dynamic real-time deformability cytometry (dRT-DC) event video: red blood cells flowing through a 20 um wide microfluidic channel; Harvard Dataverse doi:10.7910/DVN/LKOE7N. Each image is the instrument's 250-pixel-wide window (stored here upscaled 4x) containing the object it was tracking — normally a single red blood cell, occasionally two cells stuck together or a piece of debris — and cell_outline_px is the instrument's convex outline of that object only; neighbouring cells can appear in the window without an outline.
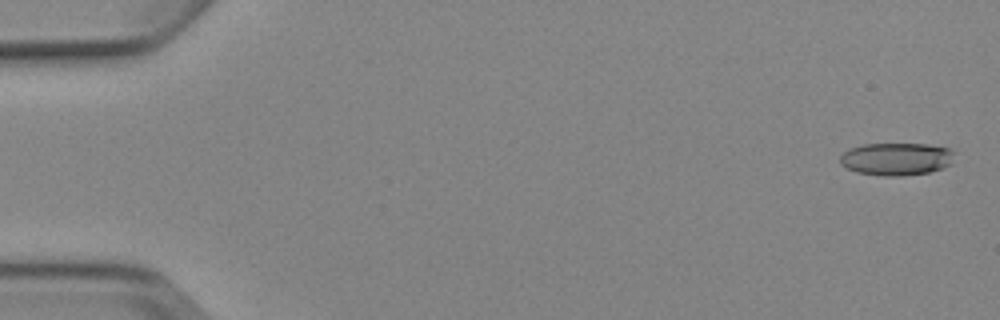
{"species": "Egyptian fruit bat (a non-hibernating species)", "species_latin": "Rousettus aegyptiacus", "temperature_condition": "cold", "stored_images_in_passage": 5, "camera_frame_rate_fps": 3000, "um_per_image_px": 0.085, "animal": {"sex": "female"}, "frame": {"image": 1, "passage_image": 1, "time_ms": 0.0, "image_size_px": [1000, 320], "cell_outline_px": [[952, 164], [944, 168], [928, 172], [900, 176], [884, 176], [856, 172], [840, 164], [840, 156], [844, 152], [852, 148], [864, 144], [928, 144], [948, 148], [952, 152]], "centroid_in_image_um": [76.19, 13.52], "position_along_channel_um": 8.8, "area_um2": 21.62}}
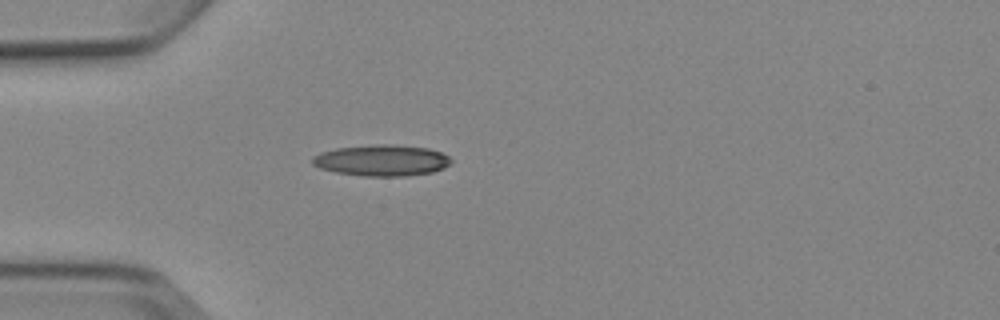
{"frame": {"image": 2, "passage_image": 5, "time_ms": 4.667, "image_size_px": [1000, 320], "cell_outline_px": [[452, 160], [444, 168], [432, 172], [408, 176], [364, 176], [336, 172], [320, 168], [312, 164], [312, 156], [320, 152], [336, 148], [376, 144], [388, 144], [428, 148], [440, 152], [448, 156]], "centroid_in_image_um": [32.42, 13.63], "position_along_channel_um": 52.6, "area_um2": 25.2}}